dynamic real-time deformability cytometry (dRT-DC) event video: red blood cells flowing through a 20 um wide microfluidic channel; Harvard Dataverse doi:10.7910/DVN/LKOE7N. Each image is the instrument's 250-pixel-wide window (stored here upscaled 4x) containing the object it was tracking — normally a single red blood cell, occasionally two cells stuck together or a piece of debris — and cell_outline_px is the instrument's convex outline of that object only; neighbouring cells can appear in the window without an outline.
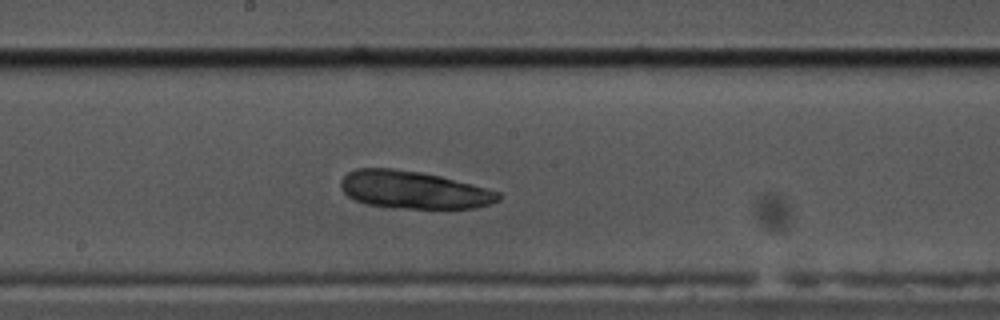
{"species": "common noctule bat (a hibernating species)", "species_latin": "Nyctalus noctula", "temperature_condition": "cold", "stored_images_in_passage": 44, "camera_frame_rate_fps": 3000, "um_per_image_px": 0.085, "animal": {"sex": "male", "body_mass_g": 17.5, "forearm_length_mm": 52.3}, "frame": {"image": 1, "passage_image": 16, "time_ms": 5.0, "image_size_px": [1000, 320], "cell_outline_px": [[500, 200], [492, 204], [476, 208], [388, 208], [368, 204], [356, 200], [348, 196], [340, 188], [340, 180], [348, 172], [356, 168], [392, 168], [420, 172], [440, 176], [472, 184], [500, 192]], "centroid_in_image_um": [35.15, 16.14], "position_along_channel_um": 213.1, "area_um2": 34.68}}
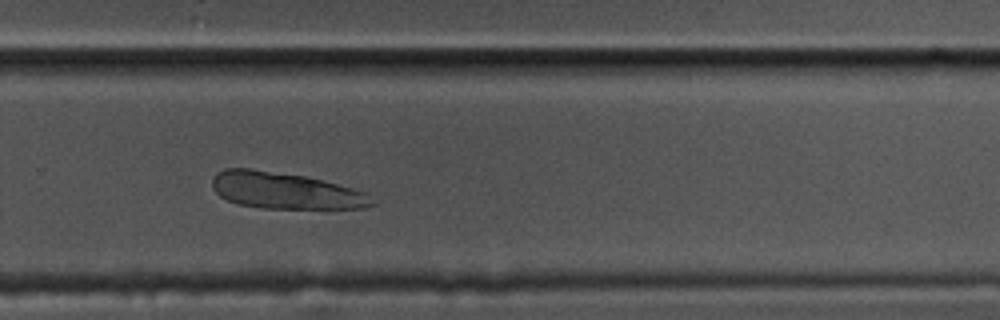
{"frame": {"image": 2, "passage_image": 24, "time_ms": 7.667, "image_size_px": [1000, 320], "cell_outline_px": [[380, 200], [376, 204], [364, 208], [264, 208], [236, 204], [220, 196], [212, 188], [212, 176], [216, 172], [224, 168], [248, 168], [304, 176], [368, 192]], "centroid_in_image_um": [24.28, 16.21], "position_along_channel_um": 305.5, "area_um2": 34.22}}
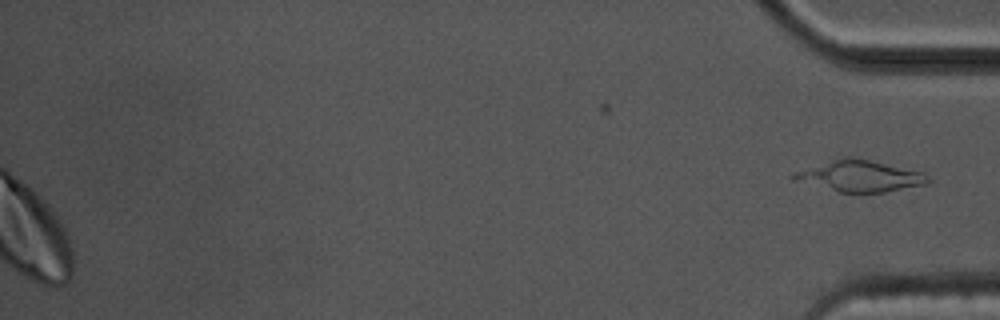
{"frame": {"image": 3, "passage_image": 44, "time_ms": 14.333, "image_size_px": [1000, 320], "cell_outline_px": [[928, 180], [924, 184], [884, 192], [840, 192], [792, 180], [788, 176], [796, 172], [832, 160], [848, 156], [868, 160], [924, 172], [928, 176]], "centroid_in_image_um": [73.06, 14.97], "position_along_channel_um": 362.1, "area_um2": 23.76}}